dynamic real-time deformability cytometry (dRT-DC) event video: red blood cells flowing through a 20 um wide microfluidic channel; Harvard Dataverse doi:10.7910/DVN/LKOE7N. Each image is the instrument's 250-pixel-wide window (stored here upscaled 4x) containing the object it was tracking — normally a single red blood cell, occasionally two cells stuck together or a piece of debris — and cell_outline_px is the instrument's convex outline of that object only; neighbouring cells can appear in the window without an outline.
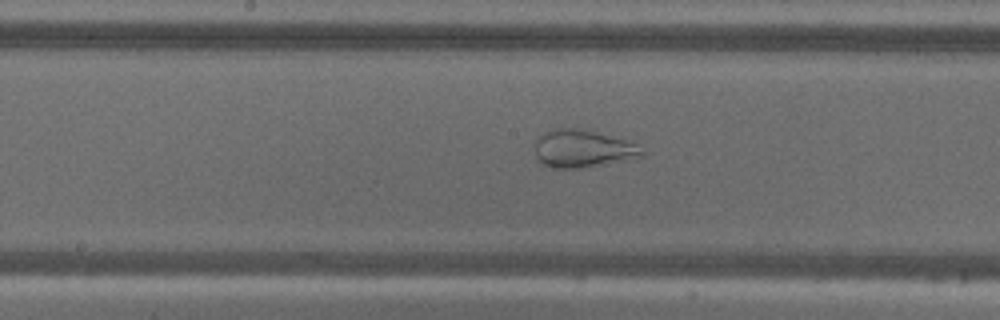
{"species": "common noctule bat (a hibernating species)", "species_latin": "Nyctalus noctula", "temperature_condition": "warm", "stored_images_in_passage": 37, "camera_frame_rate_fps": 3000, "um_per_image_px": 0.085, "animal": {"sex": "male", "body_mass_g": 18.8}, "frame": {"image": 1, "passage_image": 18, "time_ms": 5.667, "image_size_px": [1000, 320], "cell_outline_px": [[644, 156], [604, 164], [580, 168], [552, 168], [544, 164], [536, 156], [536, 140], [544, 132], [556, 128], [580, 128], [596, 132], [624, 140], [636, 144], [644, 152]], "centroid_in_image_um": [49.52, 12.64], "position_along_channel_um": 198.7, "area_um2": 23.12}}
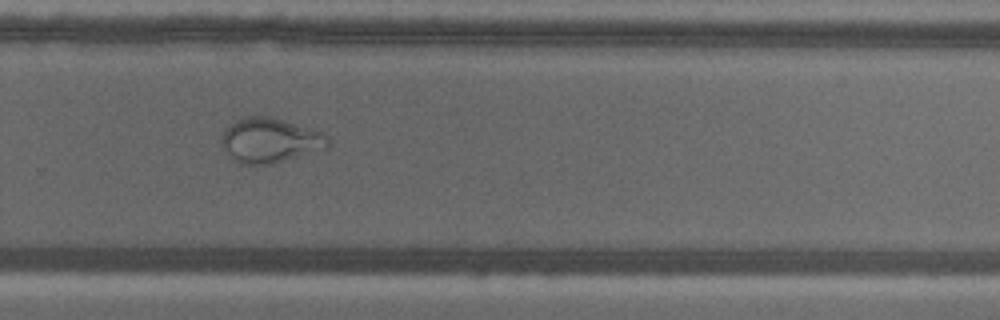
{"frame": {"image": 2, "passage_image": 27, "time_ms": 8.667, "image_size_px": [1000, 320], "cell_outline_px": [[328, 148], [272, 164], [240, 164], [228, 156], [220, 148], [220, 140], [224, 128], [228, 124], [240, 116], [268, 116], [320, 132], [328, 140]], "centroid_in_image_um": [22.82, 11.94], "position_along_channel_um": 307.0, "area_um2": 27.86}}
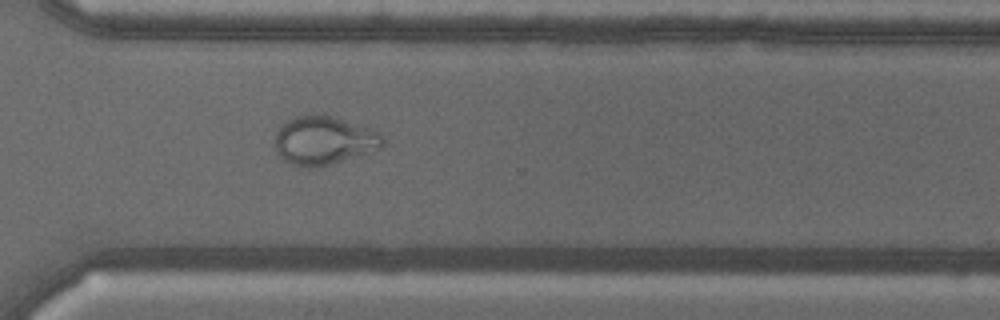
{"frame": {"image": 3, "passage_image": 30, "time_ms": 9.667, "image_size_px": [1000, 320], "cell_outline_px": [[384, 144], [380, 148], [368, 152], [328, 164], [308, 168], [292, 164], [284, 160], [280, 156], [276, 148], [276, 132], [288, 120], [296, 116], [312, 112], [332, 116], [380, 132], [384, 140]], "centroid_in_image_um": [27.52, 11.91], "position_along_channel_um": 343.1, "area_um2": 30.06}, "authors_computed_cell_mechanics": {"area_um2": 27.8596, "velocity_mm_per_s": 3.6246, "shape_relaxation_time_tau1_ms": null, "shape_relaxation_time_tau2_ms": 1.0834, "deformation_change_tau1": null, "deformation_change_tau2": 0.0688}}